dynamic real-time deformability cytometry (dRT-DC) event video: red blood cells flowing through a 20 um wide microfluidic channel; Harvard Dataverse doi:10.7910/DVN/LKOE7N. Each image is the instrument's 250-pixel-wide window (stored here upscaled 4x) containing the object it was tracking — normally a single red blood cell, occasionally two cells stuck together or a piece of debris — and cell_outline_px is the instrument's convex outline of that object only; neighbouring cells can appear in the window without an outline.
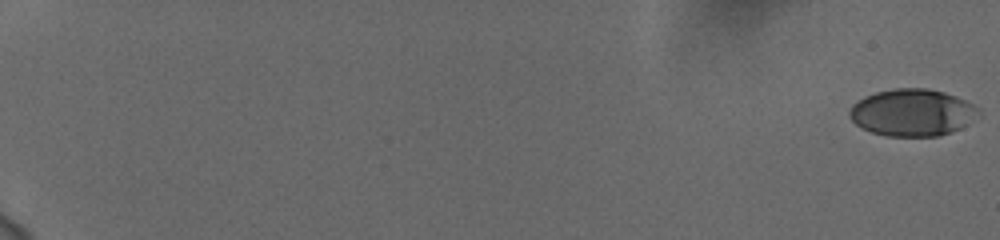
{"species": "human", "species_latin": "Homo sapiens", "temperature_condition": "cold", "stored_images_in_passage": 59, "camera_frame_rate_fps": 3000, "um_per_image_px": 0.085, "donor": {"sex": "female"}, "frame": {"image": 1, "passage_image": 1, "time_ms": 0.0, "image_size_px": [1000, 240], "cell_outline_px": [[980, 108], [960, 128], [952, 132], [940, 136], [888, 136], [872, 132], [856, 124], [848, 116], [848, 112], [852, 104], [864, 96], [876, 92], [892, 88], [928, 88], [944, 92], [956, 96]], "centroid_in_image_um": [77.47, 9.55], "position_along_channel_um": 7.5, "area_um2": 35.03}}
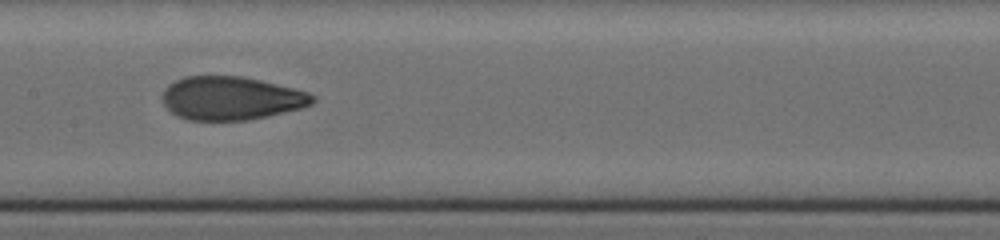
{"frame": {"image": 2, "passage_image": 34, "time_ms": 11.0, "image_size_px": [1000, 240], "cell_outline_px": [[316, 100], [312, 104], [300, 108], [268, 116], [248, 120], [188, 120], [176, 116], [164, 104], [164, 88], [168, 84], [184, 76], [244, 76], [308, 92], [316, 96]], "centroid_in_image_um": [19.65, 8.35], "position_along_channel_um": 187.8, "area_um2": 37.92}}
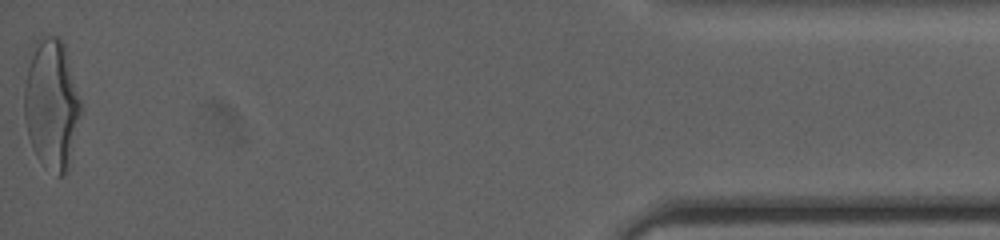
{"frame": {"image": 3, "passage_image": 59, "time_ms": 19.333, "image_size_px": [1000, 240], "cell_outline_px": [[80, 116], [68, 172], [60, 176], [56, 176], [44, 168], [36, 156], [32, 148], [28, 136], [24, 116], [24, 88], [28, 48], [36, 40], [44, 36], [60, 36], [64, 44], [80, 100]], "centroid_in_image_um": [4.34, 8.85], "position_along_channel_um": 430.9, "area_um2": 43.7}, "authors_computed_cell_mechanics": {"area_um2": 37.57, "velocity_mm_per_s": 3.7598, "shape_relaxation_time_tau1_ms": 3.7537, "shape_relaxation_time_tau2_ms": 0.928, "deformation_change_tau1": 0.1749, "deformation_change_tau2": 0.0655}}